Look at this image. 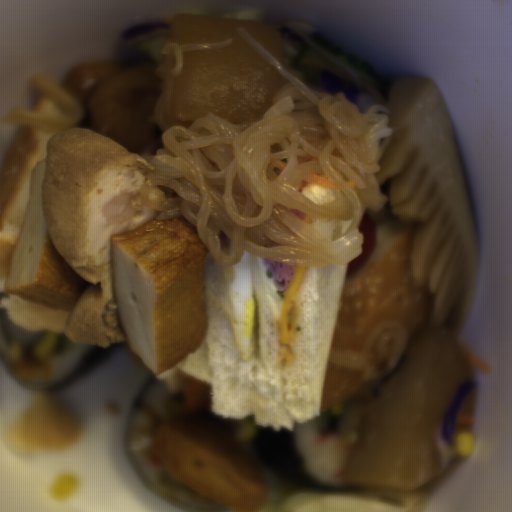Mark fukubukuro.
Masks as SVG:
<instances>
[{
	"mask_svg": "<svg viewBox=\"0 0 512 512\" xmlns=\"http://www.w3.org/2000/svg\"><path fill=\"white\" fill-rule=\"evenodd\" d=\"M145 157L83 128H65L46 144L41 203L60 257L90 283L66 317L73 343L108 347L127 342L114 292L112 235L131 232L162 213L142 198L147 177L136 168Z\"/></svg>",
	"mask_w": 512,
	"mask_h": 512,
	"instance_id": "obj_1",
	"label": "fukubukuro"
}]
</instances>
